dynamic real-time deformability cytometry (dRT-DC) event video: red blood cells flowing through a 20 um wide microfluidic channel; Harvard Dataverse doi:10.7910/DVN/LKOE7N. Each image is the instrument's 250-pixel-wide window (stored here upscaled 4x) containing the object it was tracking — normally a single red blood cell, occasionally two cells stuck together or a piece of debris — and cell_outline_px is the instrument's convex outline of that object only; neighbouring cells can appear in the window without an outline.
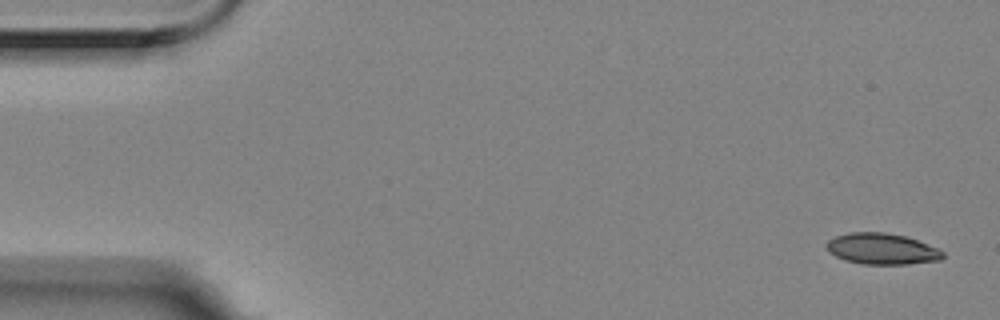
{"species": "Egyptian fruit bat (a non-hibernating species)", "species_latin": "Rousettus aegyptiacus", "temperature_condition": "room temperature", "stored_images_in_passage": 57, "camera_frame_rate_fps": 3000, "um_per_image_px": 0.085, "animal": {"sex": "female"}, "frame": {"image": 1, "passage_image": 1, "time_ms": 0.0, "image_size_px": [1000, 320], "cell_outline_px": [[944, 256], [940, 260], [908, 264], [864, 264], [844, 260], [828, 252], [824, 244], [828, 240], [836, 236], [848, 232], [884, 232], [904, 236], [940, 248], [944, 252]], "centroid_in_image_um": [74.95, 21.15], "position_along_channel_um": 10.1, "area_um2": 21.21}}
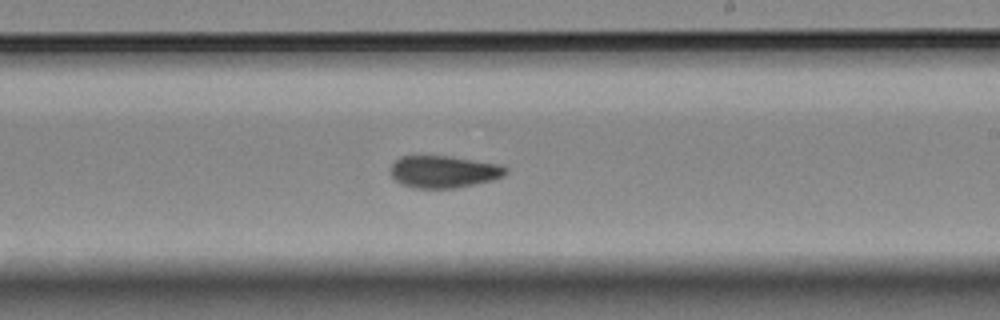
{"frame": {"image": 2, "passage_image": 33, "time_ms": 10.667, "image_size_px": [1000, 320], "cell_outline_px": [[508, 172], [504, 176], [492, 180], [456, 188], [412, 188], [400, 184], [392, 176], [392, 164], [396, 160], [404, 156], [448, 156], [504, 164], [508, 168]], "centroid_in_image_um": [37.78, 14.6], "position_along_channel_um": 251.2, "area_um2": 21.68}}
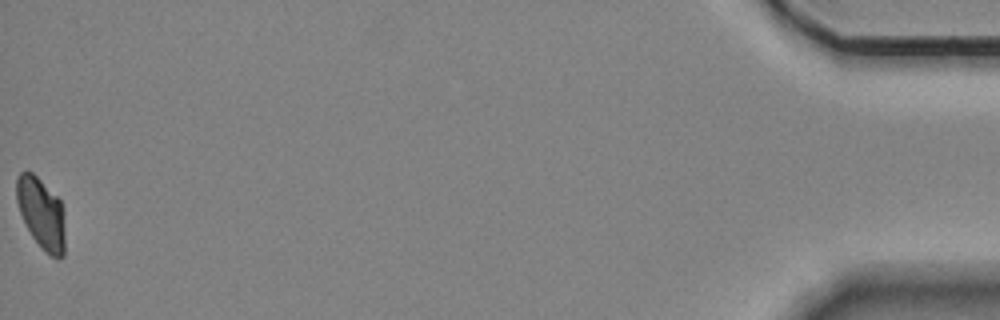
{"frame": {"image": 3, "passage_image": 57, "time_ms": 18.667, "image_size_px": [1000, 320], "cell_outline_px": [[64, 256], [60, 260], [52, 256], [32, 236], [20, 212], [16, 200], [16, 180], [20, 172], [32, 172], [60, 200], [64, 208]], "centroid_in_image_um": [3.53, 18.12], "position_along_channel_um": 431.7, "area_um2": 19.77}, "authors_computed_cell_mechanics": {"area_um2": 21.386, "velocity_mm_per_s": 3.4726, "shape_relaxation_time_tau1_ms": null, "shape_relaxation_time_tau2_ms": 3.1204, "deformation_change_tau1": null, "deformation_change_tau2": 0.0706}}